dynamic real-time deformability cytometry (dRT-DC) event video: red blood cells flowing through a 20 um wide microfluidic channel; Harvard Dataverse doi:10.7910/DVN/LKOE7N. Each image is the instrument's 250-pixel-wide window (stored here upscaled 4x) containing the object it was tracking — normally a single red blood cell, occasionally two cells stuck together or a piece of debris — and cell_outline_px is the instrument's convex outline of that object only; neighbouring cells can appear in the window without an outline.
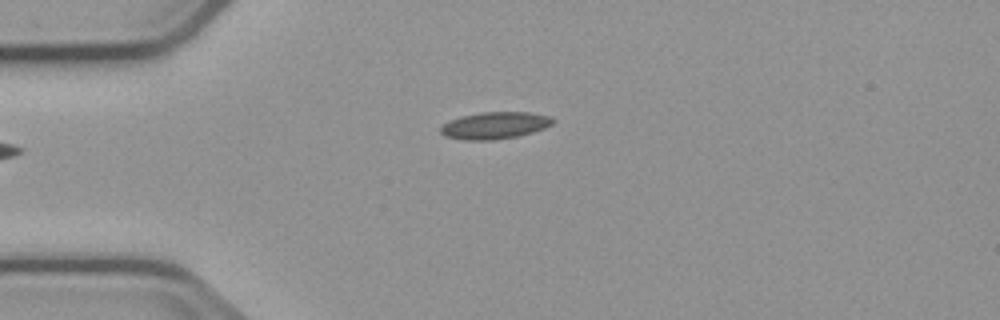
{"species": "common noctule bat (a hibernating species)", "species_latin": "Nyctalus noctula", "temperature_condition": "cold", "stored_images_in_passage": 4, "camera_frame_rate_fps": 3000, "um_per_image_px": 0.085, "animal": {"sex": "male", "body_mass_g": 23.1, "forearm_length_mm": 52.7}, "frame": {"image": 1, "passage_image": 1, "time_ms": 0.0, "image_size_px": [1000, 320], "cell_outline_px": [[556, 120], [552, 124], [544, 128], [532, 132], [516, 136], [492, 140], [464, 140], [444, 136], [440, 132], [440, 128], [444, 124], [452, 120], [464, 116], [484, 112], [528, 112], [552, 116]], "centroid_in_image_um": [42.09, 10.66], "position_along_channel_um": 42.9, "area_um2": 17.46}}
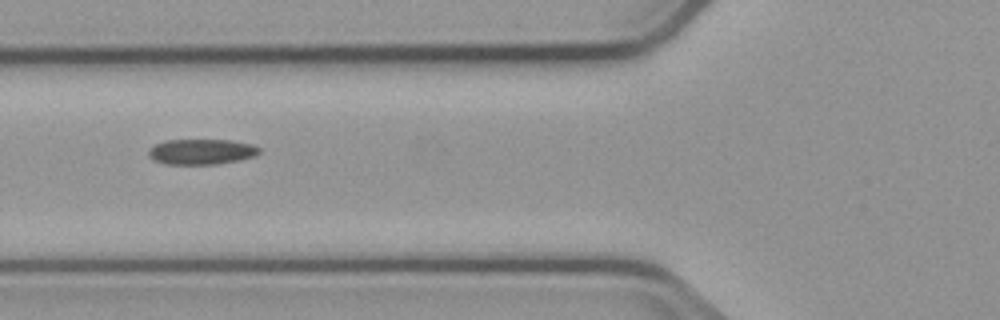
{"frame": {"image": 2, "passage_image": 3, "time_ms": 2.333, "image_size_px": [1000, 320], "cell_outline_px": [[260, 152], [256, 156], [240, 160], [216, 164], [164, 164], [152, 160], [148, 156], [148, 148], [164, 140], [232, 140], [252, 144], [260, 148]], "centroid_in_image_um": [17.11, 12.9], "position_along_channel_um": 108.7, "area_um2": 16.65}}
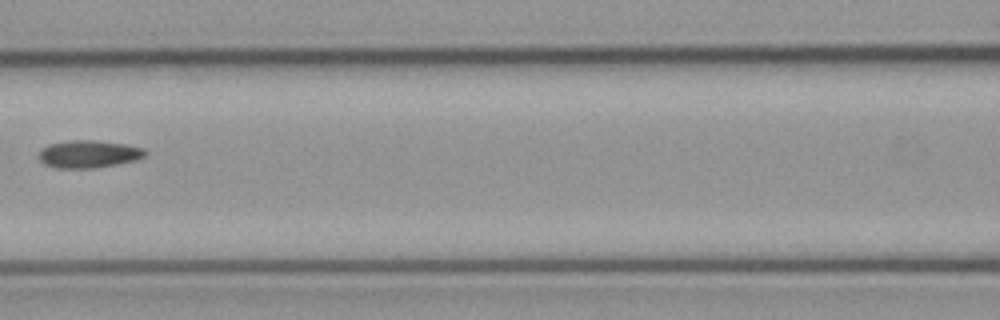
{"frame": {"image": 3, "passage_image": 4, "time_ms": 3.667, "image_size_px": [1000, 320], "cell_outline_px": [[148, 152], [144, 156], [136, 160], [116, 164], [92, 168], [56, 168], [44, 164], [40, 160], [40, 152], [48, 144], [68, 140], [92, 140], [128, 144], [144, 148]], "centroid_in_image_um": [7.56, 13.08], "position_along_channel_um": 159.0, "area_um2": 17.05}}